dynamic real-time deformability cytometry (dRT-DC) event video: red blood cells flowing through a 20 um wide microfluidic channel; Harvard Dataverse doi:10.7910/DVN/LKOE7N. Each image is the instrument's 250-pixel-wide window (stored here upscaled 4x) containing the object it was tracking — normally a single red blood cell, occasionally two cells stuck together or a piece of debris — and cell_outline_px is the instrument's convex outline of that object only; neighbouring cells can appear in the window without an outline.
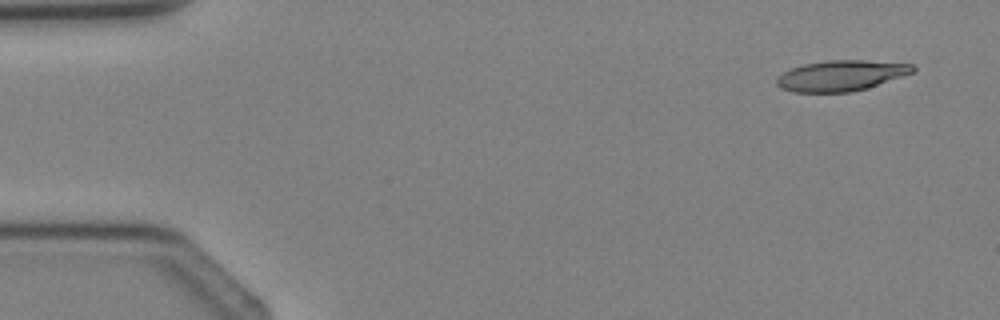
{"species": "Egyptian fruit bat (a non-hibernating species)", "species_latin": "Rousettus aegyptiacus", "temperature_condition": "cold", "stored_images_in_passage": 3, "camera_frame_rate_fps": 3000, "um_per_image_px": 0.085, "animal": {"sex": "female"}, "frame": {"image": 1, "passage_image": 1, "time_ms": 0.0, "image_size_px": [1000, 320], "cell_outline_px": [[916, 72], [852, 92], [792, 92], [780, 88], [776, 84], [776, 76], [792, 68], [804, 64], [828, 60], [864, 60], [912, 64], [916, 68]], "centroid_in_image_um": [71.47, 6.42], "position_along_channel_um": 13.5, "area_um2": 24.28}}
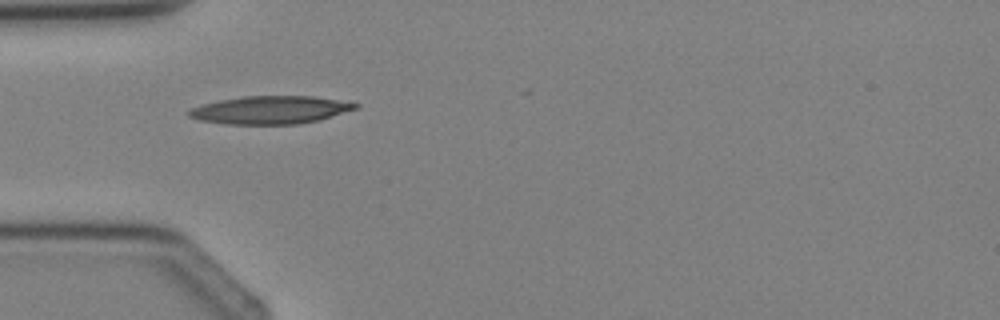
{"frame": {"image": 2, "passage_image": 3, "time_ms": 3.0, "image_size_px": [1000, 320], "cell_outline_px": [[360, 108], [320, 120], [296, 124], [228, 124], [200, 120], [188, 116], [188, 112], [192, 108], [204, 104], [220, 100], [244, 96], [312, 96], [360, 104]], "centroid_in_image_um": [23.02, 9.35], "position_along_channel_um": 62.0, "area_um2": 26.93}}